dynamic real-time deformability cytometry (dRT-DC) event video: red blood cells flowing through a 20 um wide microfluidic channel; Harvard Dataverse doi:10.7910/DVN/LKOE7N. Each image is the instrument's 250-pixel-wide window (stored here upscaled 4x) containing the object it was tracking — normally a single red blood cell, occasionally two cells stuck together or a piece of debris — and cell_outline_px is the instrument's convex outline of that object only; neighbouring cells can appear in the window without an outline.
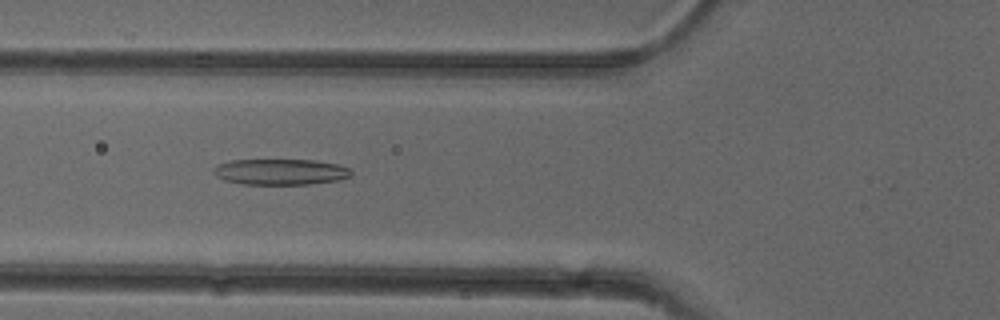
{"species": "common noctule bat (a hibernating species)", "species_latin": "Nyctalus noctula", "temperature_condition": "cold", "stored_images_in_passage": 52, "camera_frame_rate_fps": 3000, "um_per_image_px": 0.085, "animal": {"sex": "female"}, "frame": {"image": 1, "passage_image": 19, "time_ms": 6.0, "image_size_px": [1000, 320], "cell_outline_px": [[352, 176], [336, 180], [308, 184], [244, 184], [224, 180], [216, 176], [212, 172], [212, 168], [216, 164], [232, 160], [312, 160], [336, 164], [348, 168], [352, 172]], "centroid_in_image_um": [23.78, 14.6], "position_along_channel_um": 102.0, "area_um2": 20.69}}
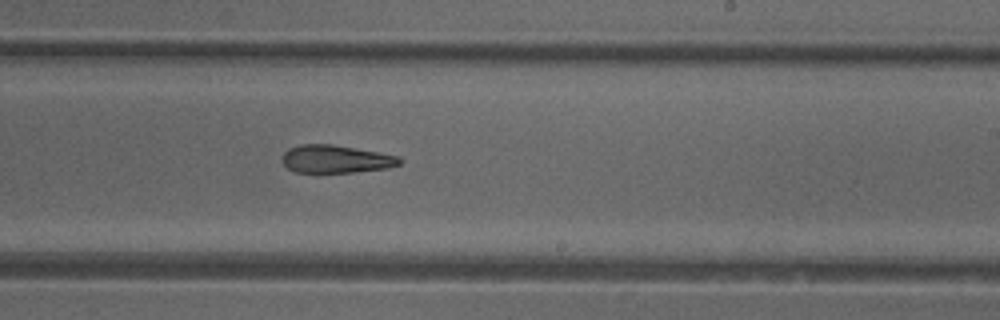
{"frame": {"image": 2, "passage_image": 31, "time_ms": 10.0, "image_size_px": [1000, 320], "cell_outline_px": [[404, 160], [400, 164], [388, 168], [316, 176], [296, 172], [288, 168], [284, 164], [284, 152], [288, 148], [300, 144], [332, 144], [400, 156]], "centroid_in_image_um": [28.53, 13.56], "position_along_channel_um": 260.5, "area_um2": 19.77}}
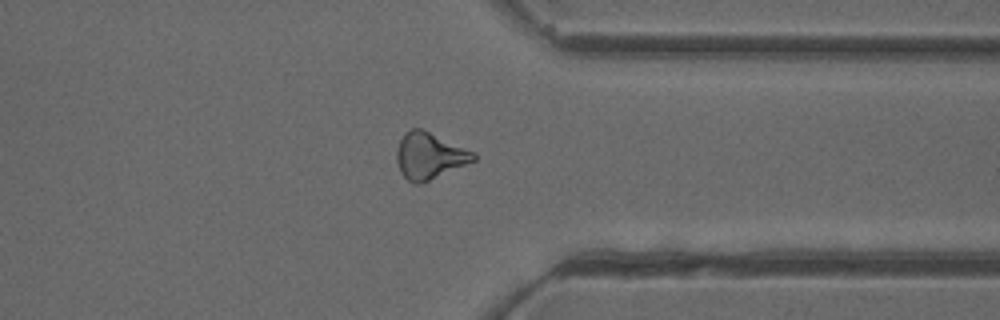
{"frame": {"image": 3, "passage_image": 40, "time_ms": 13.0, "image_size_px": [1000, 320], "cell_outline_px": [[476, 160], [420, 184], [412, 184], [400, 172], [396, 160], [396, 148], [404, 132], [412, 128], [420, 128], [476, 152]], "centroid_in_image_um": [36.48, 13.24], "position_along_channel_um": 374.9, "area_um2": 20.81}}